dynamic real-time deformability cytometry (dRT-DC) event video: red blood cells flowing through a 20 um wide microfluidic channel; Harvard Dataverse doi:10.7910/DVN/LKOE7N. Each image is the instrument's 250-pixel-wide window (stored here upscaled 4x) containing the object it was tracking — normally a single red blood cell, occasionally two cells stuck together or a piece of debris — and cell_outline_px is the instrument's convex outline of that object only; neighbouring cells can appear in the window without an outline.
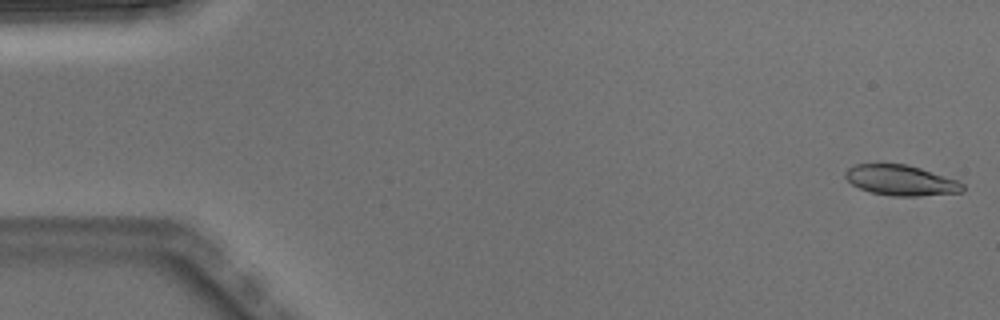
{"species": "Egyptian fruit bat (a non-hibernating species)", "species_latin": "Rousettus aegyptiacus", "temperature_condition": "warm", "stored_images_in_passage": 4, "camera_frame_rate_fps": 3000, "um_per_image_px": 0.085, "animal": {"sex": "male"}, "frame": {"image": 1, "passage_image": 1, "time_ms": 0.0, "image_size_px": [1000, 320], "cell_outline_px": [[964, 192], [916, 196], [892, 196], [872, 192], [860, 188], [852, 184], [844, 176], [844, 172], [848, 168], [856, 164], [876, 160], [880, 160], [908, 164], [956, 180], [964, 184]], "centroid_in_image_um": [76.51, 15.27], "position_along_channel_um": 8.5, "area_um2": 21.44}}
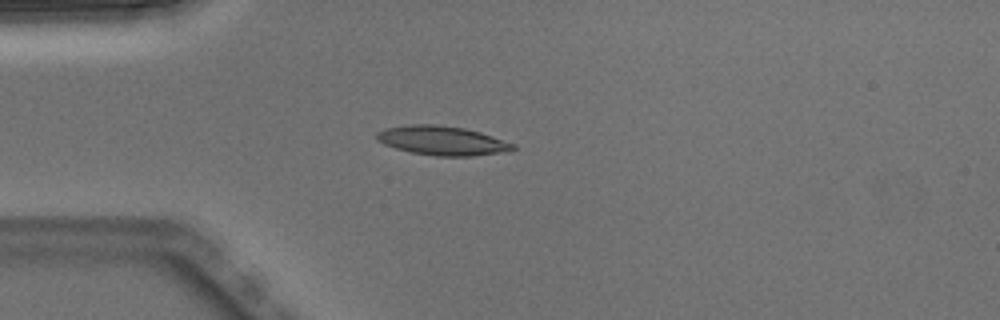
{"frame": {"image": 2, "passage_image": 4, "time_ms": 1.0, "image_size_px": [1000, 320], "cell_outline_px": [[516, 148], [500, 152], [472, 156], [436, 156], [412, 152], [396, 148], [384, 144], [376, 140], [376, 132], [384, 128], [408, 124], [436, 124], [464, 128], [480, 132], [516, 144]], "centroid_in_image_um": [37.54, 11.94], "position_along_channel_um": 47.5, "area_um2": 23.12}}